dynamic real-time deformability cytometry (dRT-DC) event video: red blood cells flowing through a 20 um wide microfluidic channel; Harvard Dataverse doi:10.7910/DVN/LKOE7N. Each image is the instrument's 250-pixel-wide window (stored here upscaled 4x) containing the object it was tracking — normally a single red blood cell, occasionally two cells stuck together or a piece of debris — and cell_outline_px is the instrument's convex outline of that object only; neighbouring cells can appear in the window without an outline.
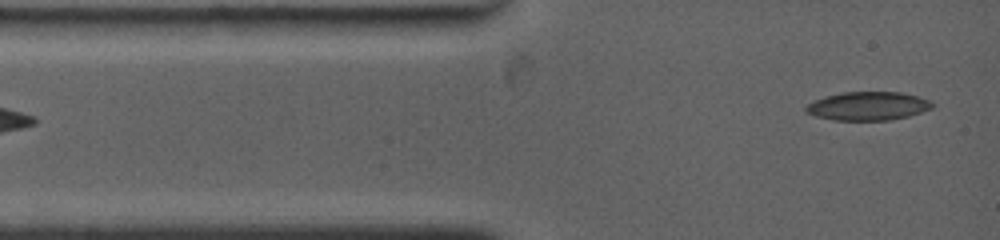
{"species": "common noctule bat (a hibernating species)", "species_latin": "Nyctalus noctula", "temperature_condition": "warm", "stored_images_in_passage": 6, "segment_of_instrument_passage": [1, 2], "camera_frame_rate_fps": 4500, "um_per_image_px": 0.085, "animal": {"sex": "female", "body_mass_g": 19.0, "forearm_length_mm": 53.3}, "frame": {"image": 1, "passage_image": 1, "time_ms": 0.0, "image_size_px": [1000, 240], "cell_outline_px": [[936, 104], [932, 108], [908, 116], [888, 120], [832, 120], [816, 116], [804, 112], [804, 108], [808, 104], [824, 96], [844, 92], [900, 92], [932, 100]], "centroid_in_image_um": [73.78, 9.01], "position_along_channel_um": 11.2, "area_um2": 21.04}}
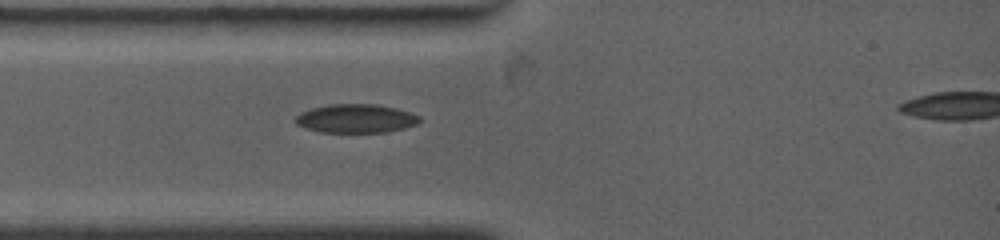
{"frame": {"image": 2, "passage_image": 5, "time_ms": 2.0, "image_size_px": [1000, 240], "cell_outline_px": [[420, 120], [416, 124], [404, 128], [384, 132], [320, 132], [304, 128], [296, 124], [292, 120], [300, 112], [312, 108], [328, 104], [376, 104], [396, 108], [420, 116]], "centroid_in_image_um": [30.19, 10.07], "position_along_channel_um": 54.8, "area_um2": 20.81}}